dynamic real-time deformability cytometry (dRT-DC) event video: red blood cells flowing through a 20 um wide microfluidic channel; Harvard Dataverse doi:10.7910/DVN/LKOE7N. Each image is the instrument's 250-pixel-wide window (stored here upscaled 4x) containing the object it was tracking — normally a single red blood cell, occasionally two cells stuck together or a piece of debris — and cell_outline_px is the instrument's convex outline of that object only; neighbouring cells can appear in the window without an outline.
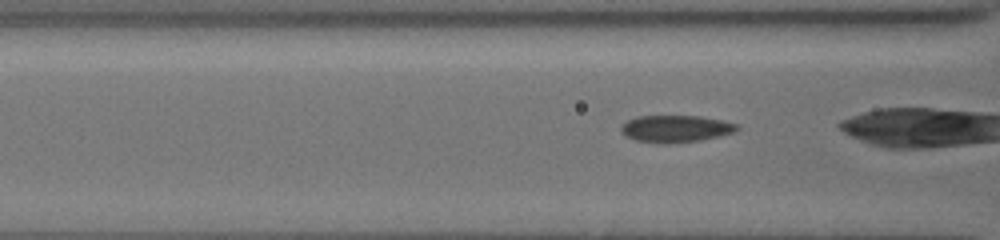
{"species": "common noctule bat (a hibernating species)", "species_latin": "Nyctalus noctula", "temperature_condition": "cold", "stored_images_in_passage": 17, "camera_frame_rate_fps": 3000, "um_per_image_px": 0.085, "animal": {"sex": "female", "body_mass_g": 19.5, "forearm_length_mm": 54.1}, "frame": {"image": 1, "passage_image": 12, "time_ms": 3.667, "image_size_px": [1000, 240], "cell_outline_px": [[740, 128], [732, 132], [720, 136], [700, 140], [668, 144], [664, 144], [636, 140], [620, 132], [620, 124], [636, 116], [700, 116], [724, 120], [740, 124]], "centroid_in_image_um": [57.44, 10.93], "position_along_channel_um": 109.2, "area_um2": 18.44}}
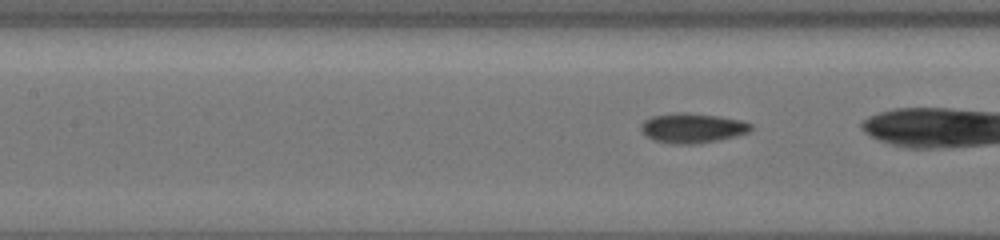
{"frame": {"image": 2, "passage_image": 15, "time_ms": 4.667, "image_size_px": [1000, 240], "cell_outline_px": [[752, 128], [748, 132], [736, 136], [720, 140], [696, 144], [672, 144], [656, 140], [640, 132], [640, 124], [644, 120], [652, 116], [672, 112], [684, 112], [720, 116], [740, 120], [752, 124]], "centroid_in_image_um": [58.83, 10.87], "position_along_channel_um": 148.6, "area_um2": 19.25}}